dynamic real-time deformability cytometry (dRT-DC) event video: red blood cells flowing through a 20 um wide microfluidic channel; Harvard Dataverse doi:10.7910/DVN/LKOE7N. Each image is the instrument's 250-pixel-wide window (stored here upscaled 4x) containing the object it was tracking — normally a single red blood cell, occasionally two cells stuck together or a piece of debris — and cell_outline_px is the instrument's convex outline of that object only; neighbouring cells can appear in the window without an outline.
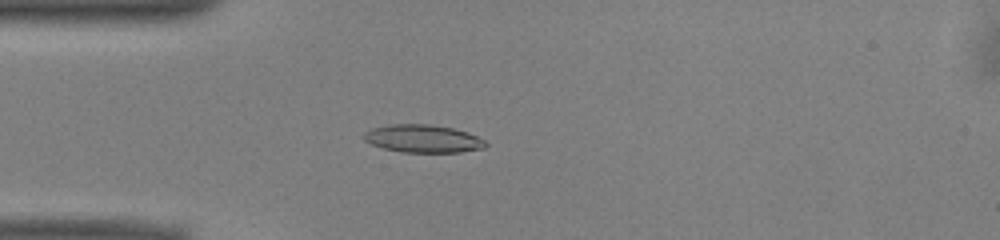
{"species": "common noctule bat (a hibernating species)", "species_latin": "Nyctalus noctula", "temperature_condition": "warm", "stored_images_in_passage": 38, "camera_frame_rate_fps": 3000, "um_per_image_px": 0.085, "animal": {"sex": "male", "body_mass_g": 13.0, "forearm_length_mm": 53.1}, "frame": {"image": 1, "passage_image": 1, "time_ms": 0.0, "image_size_px": [1000, 240], "cell_outline_px": [[488, 144], [484, 148], [460, 152], [404, 152], [384, 148], [372, 144], [364, 140], [364, 132], [372, 128], [388, 124], [428, 124], [452, 128], [468, 132], [484, 140]], "centroid_in_image_um": [35.95, 11.78], "position_along_channel_um": 49.0, "area_um2": 19.65}}
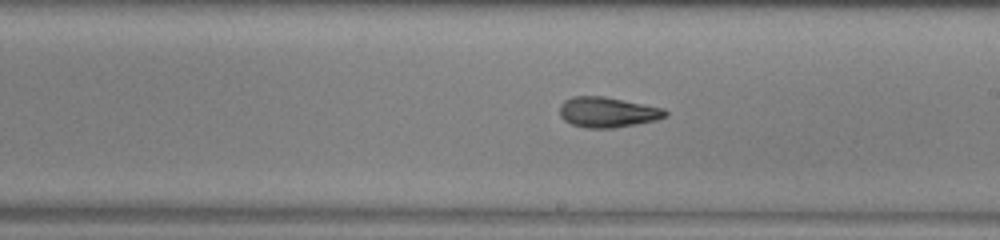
{"frame": {"image": 2, "passage_image": 16, "time_ms": 5.0, "image_size_px": [1000, 240], "cell_outline_px": [[668, 116], [656, 120], [636, 124], [612, 128], [588, 128], [572, 124], [564, 120], [560, 116], [560, 104], [564, 100], [572, 96], [604, 96], [664, 108], [668, 112]], "centroid_in_image_um": [51.64, 9.53], "position_along_channel_um": 237.4, "area_um2": 18.73}}
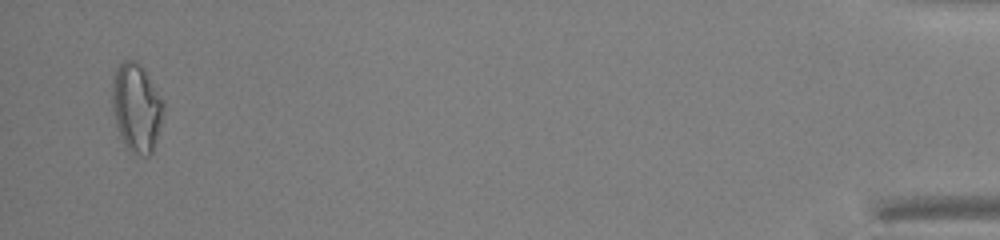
{"frame": {"image": 3, "passage_image": 37, "time_ms": 12.0, "image_size_px": [1000, 240], "cell_outline_px": [[164, 112], [152, 152], [148, 156], [144, 156], [132, 152], [124, 144], [120, 136], [112, 112], [112, 76], [116, 68], [124, 60], [136, 60], [144, 68], [164, 100]], "centroid_in_image_um": [11.59, 9.11], "position_along_channel_um": 423.6, "area_um2": 26.7}, "authors_computed_cell_mechanics": {"area_um2": 18.9584, "velocity_mm_per_s": 3.9716, "shape_relaxation_time_tau1_ms": null, "shape_relaxation_time_tau2_ms": 2.9346, "deformation_change_tau1": null, "deformation_change_tau2": 0.1137}}